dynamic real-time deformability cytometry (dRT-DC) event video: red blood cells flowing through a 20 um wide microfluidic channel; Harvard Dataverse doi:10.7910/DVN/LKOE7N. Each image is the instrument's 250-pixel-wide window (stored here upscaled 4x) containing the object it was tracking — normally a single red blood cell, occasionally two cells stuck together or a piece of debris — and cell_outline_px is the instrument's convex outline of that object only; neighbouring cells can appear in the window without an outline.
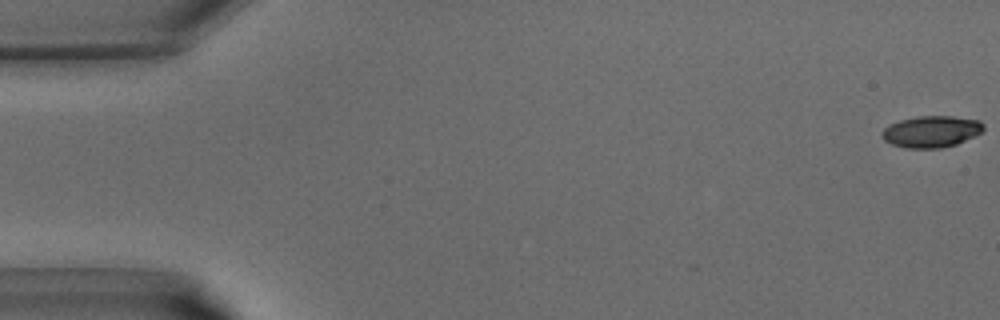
{"species": "common noctule bat (a hibernating species)", "species_latin": "Nyctalus noctula", "temperature_condition": "warm", "stored_images_in_passage": 13, "camera_frame_rate_fps": 3000, "um_per_image_px": 0.085, "animal": {"sex": "male", "body_mass_g": 15.6}, "frame": {"image": 1, "passage_image": 1, "time_ms": 0.0, "image_size_px": [1000, 320], "cell_outline_px": [[984, 128], [980, 132], [956, 144], [940, 148], [904, 148], [892, 144], [884, 140], [880, 132], [884, 128], [900, 120], [916, 116], [952, 116], [980, 120], [984, 124]], "centroid_in_image_um": [79.14, 11.18], "position_along_channel_um": 5.9, "area_um2": 18.55}}
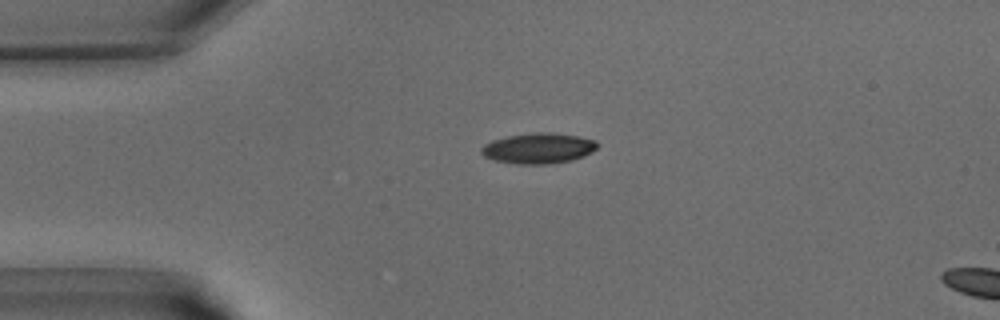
{"frame": {"image": 2, "passage_image": 10, "time_ms": 3.0, "image_size_px": [1000, 320], "cell_outline_px": [[600, 144], [592, 152], [584, 156], [572, 160], [548, 164], [520, 164], [496, 160], [484, 156], [480, 152], [480, 148], [484, 144], [492, 140], [508, 136], [532, 132], [552, 132], [576, 136], [596, 140]], "centroid_in_image_um": [45.78, 12.59], "position_along_channel_um": 39.2, "area_um2": 20.69}}